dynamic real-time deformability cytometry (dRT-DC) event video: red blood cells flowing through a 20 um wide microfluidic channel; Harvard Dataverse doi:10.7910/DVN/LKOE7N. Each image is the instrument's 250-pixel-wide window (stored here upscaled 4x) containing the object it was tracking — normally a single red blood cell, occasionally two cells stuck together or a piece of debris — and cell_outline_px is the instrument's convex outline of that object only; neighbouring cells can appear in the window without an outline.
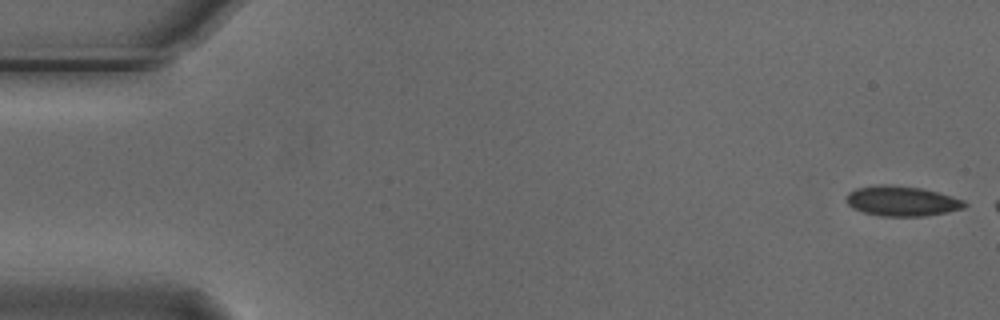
{"species": "Egyptian fruit bat (a non-hibernating species)", "species_latin": "Rousettus aegyptiacus", "temperature_condition": "cold", "stored_images_in_passage": 3, "camera_frame_rate_fps": 3000, "um_per_image_px": 0.085, "animal": {"sex": "male"}, "frame": {"image": 1, "passage_image": 1, "time_ms": 0.0, "image_size_px": [1000, 320], "cell_outline_px": [[968, 204], [964, 208], [948, 212], [924, 216], [880, 216], [864, 212], [852, 208], [848, 204], [844, 196], [848, 192], [856, 188], [876, 184], [884, 184], [920, 188], [936, 192], [964, 200]], "centroid_in_image_um": [76.61, 17.09], "position_along_channel_um": 8.4, "area_um2": 20.75}}